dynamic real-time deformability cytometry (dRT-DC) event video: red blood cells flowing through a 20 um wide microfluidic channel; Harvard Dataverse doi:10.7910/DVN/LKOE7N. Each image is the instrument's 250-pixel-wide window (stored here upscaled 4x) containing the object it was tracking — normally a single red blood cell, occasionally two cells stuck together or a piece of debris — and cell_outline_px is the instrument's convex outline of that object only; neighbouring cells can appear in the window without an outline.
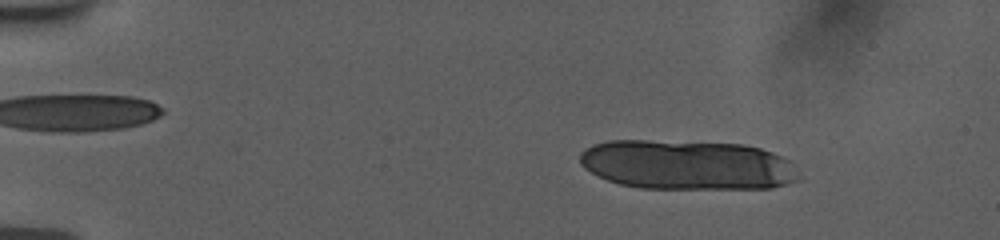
{"species": "human", "species_latin": "Homo sapiens", "temperature_condition": "room temperature", "stored_images_in_passage": 9, "camera_frame_rate_fps": 3000, "um_per_image_px": 0.085, "donor": {"sex": "female"}, "frame": {"image": 1, "passage_image": 3, "time_ms": 1.667, "image_size_px": [1000, 240], "cell_outline_px": [[800, 180], [772, 188], [640, 188], [620, 184], [596, 176], [584, 168], [580, 164], [580, 152], [584, 148], [592, 144], [608, 140], [644, 140], [744, 144], [760, 148], [772, 152], [792, 160]], "centroid_in_image_um": [58.4, 14.01], "position_along_channel_um": 26.6, "area_um2": 63.87}}
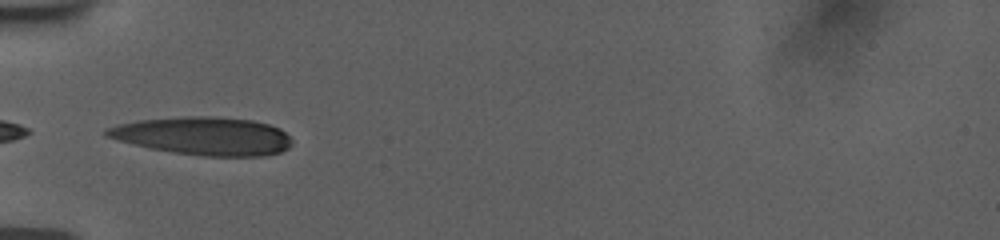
{"frame": {"image": 2, "passage_image": 7, "time_ms": 5.667, "image_size_px": [1000, 240], "cell_outline_px": [[292, 144], [288, 148], [280, 152], [260, 156], [204, 156], [172, 152], [152, 148], [104, 136], [104, 128], [120, 124], [140, 120], [184, 116], [216, 116], [252, 120], [268, 124], [280, 128], [292, 140]], "centroid_in_image_um": [17.32, 11.55], "position_along_channel_um": 67.7, "area_um2": 40.92}}
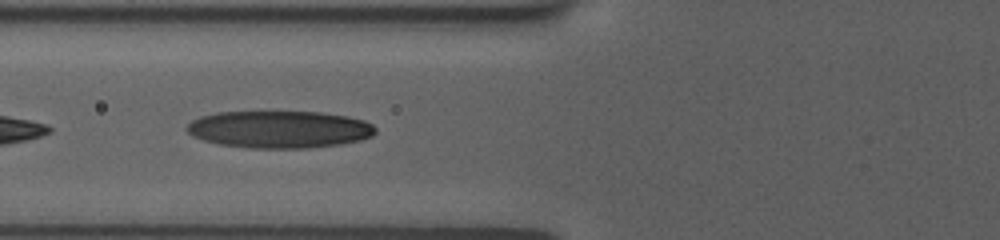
{"frame": {"image": 3, "passage_image": 8, "time_ms": 6.667, "image_size_px": [1000, 240], "cell_outline_px": [[376, 132], [372, 136], [360, 140], [340, 144], [308, 148], [252, 148], [220, 144], [204, 140], [192, 136], [184, 128], [192, 120], [200, 116], [216, 112], [320, 112], [348, 116], [364, 120], [372, 124], [376, 128]], "centroid_in_image_um": [23.75, 10.99], "position_along_channel_um": 102.1, "area_um2": 41.04}}